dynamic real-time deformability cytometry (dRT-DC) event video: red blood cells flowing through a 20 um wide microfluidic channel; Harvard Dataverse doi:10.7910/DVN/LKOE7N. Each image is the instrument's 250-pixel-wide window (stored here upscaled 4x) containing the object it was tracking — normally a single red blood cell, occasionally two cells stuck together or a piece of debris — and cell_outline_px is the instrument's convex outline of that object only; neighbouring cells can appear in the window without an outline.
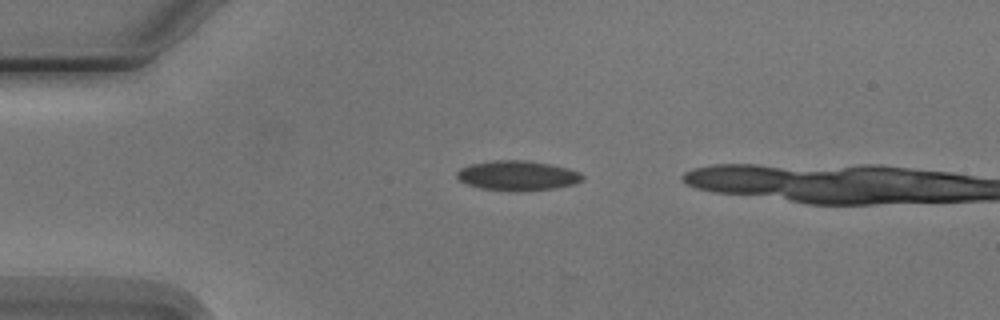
{"species": "Egyptian fruit bat (a non-hibernating species)", "species_latin": "Rousettus aegyptiacus", "temperature_condition": "cold", "stored_images_in_passage": 6, "camera_frame_rate_fps": 3000, "um_per_image_px": 0.085, "animal": {"sex": "male"}, "frame": {"image": 1, "passage_image": 1, "time_ms": 0.0, "image_size_px": [1000, 320], "cell_outline_px": [[584, 180], [572, 184], [556, 188], [520, 192], [480, 188], [468, 184], [460, 180], [456, 176], [456, 172], [460, 168], [468, 164], [492, 160], [528, 160], [552, 164], [568, 168], [580, 172], [584, 176]], "centroid_in_image_um": [44.0, 14.92], "position_along_channel_um": 41.0, "area_um2": 22.14}}
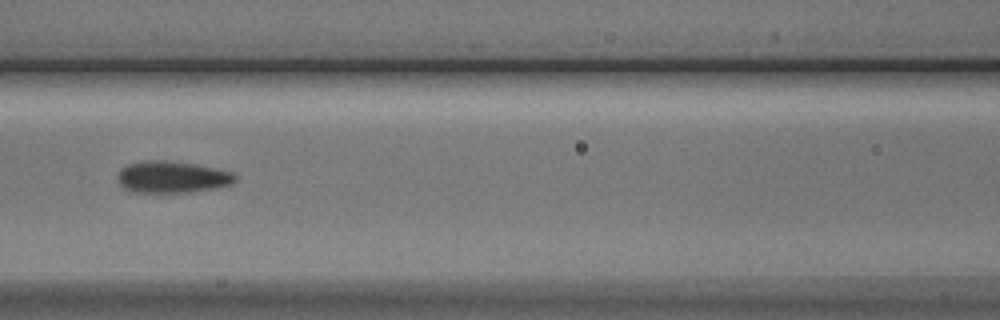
{"frame": {"image": 2, "passage_image": 4, "time_ms": 3.667, "image_size_px": [1000, 320], "cell_outline_px": [[236, 180], [232, 184], [216, 188], [188, 192], [136, 192], [124, 188], [120, 184], [120, 172], [128, 164], [144, 160], [164, 160], [192, 164], [232, 172], [236, 176]], "centroid_in_image_um": [14.66, 15.05], "position_along_channel_um": 151.9, "area_um2": 21.27}}
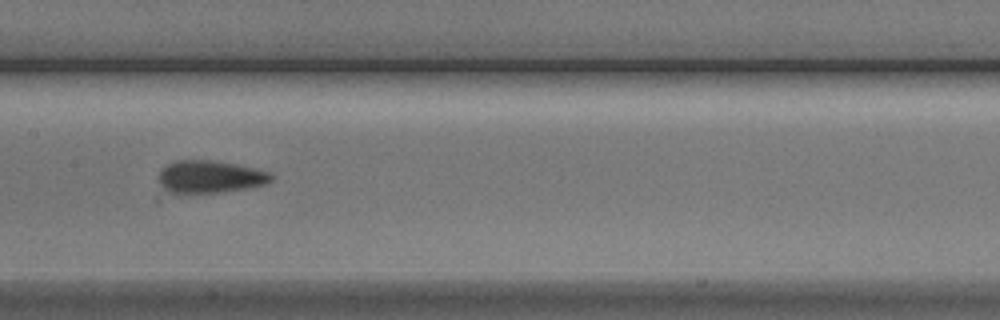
{"frame": {"image": 3, "passage_image": 5, "time_ms": 4.667, "image_size_px": [1000, 320], "cell_outline_px": [[272, 180], [268, 184], [220, 192], [168, 192], [160, 184], [160, 172], [168, 164], [176, 160], [212, 160], [272, 172]], "centroid_in_image_um": [17.88, 15.02], "position_along_channel_um": 189.5, "area_um2": 20.81}}